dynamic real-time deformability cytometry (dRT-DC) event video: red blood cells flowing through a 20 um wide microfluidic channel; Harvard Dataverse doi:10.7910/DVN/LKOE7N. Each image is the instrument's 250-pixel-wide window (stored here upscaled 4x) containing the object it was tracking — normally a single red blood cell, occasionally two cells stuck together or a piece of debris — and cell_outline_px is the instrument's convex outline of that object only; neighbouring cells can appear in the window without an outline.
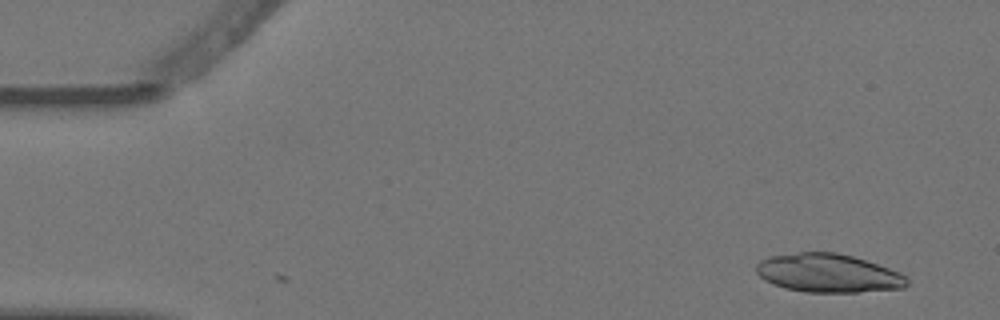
{"species": "Egyptian fruit bat (a non-hibernating species)", "species_latin": "Rousettus aegyptiacus", "temperature_condition": "warm", "stored_images_in_passage": 4, "camera_frame_rate_fps": 3000, "um_per_image_px": 0.085, "animal": {"sex": "female"}, "frame": {"image": 1, "passage_image": 1, "time_ms": 0.0, "image_size_px": [1000, 320], "cell_outline_px": [[908, 284], [904, 288], [856, 292], [804, 292], [784, 288], [772, 284], [764, 280], [756, 272], [756, 264], [760, 260], [768, 256], [800, 252], [836, 252], [852, 256], [900, 272], [908, 276]], "centroid_in_image_um": [70.38, 23.22], "position_along_channel_um": 14.6, "area_um2": 33.99}}